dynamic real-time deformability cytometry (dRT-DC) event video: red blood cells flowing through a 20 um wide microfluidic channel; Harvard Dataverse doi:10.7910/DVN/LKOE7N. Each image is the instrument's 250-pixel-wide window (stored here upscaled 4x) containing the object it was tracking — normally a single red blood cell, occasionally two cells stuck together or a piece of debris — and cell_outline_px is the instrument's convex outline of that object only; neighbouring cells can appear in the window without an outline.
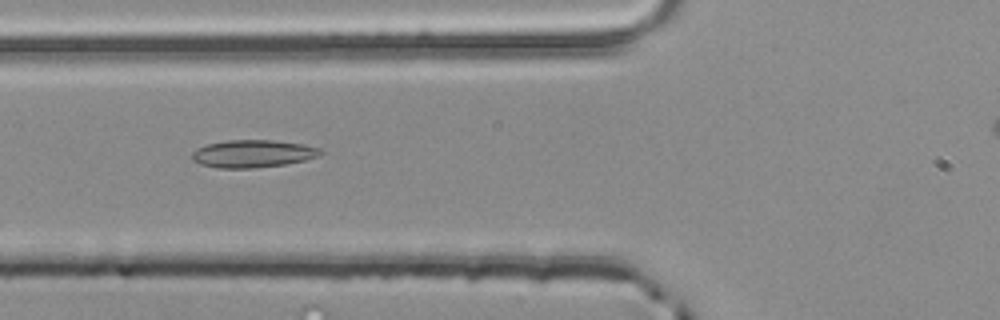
{"species": "common noctule bat (a hibernating species)", "species_latin": "Nyctalus noctula", "temperature_condition": "room temperature", "stored_images_in_passage": 4, "camera_frame_rate_fps": 3000, "um_per_image_px": 0.085, "animal": {"sex": "male", "body_mass_g": 20.4}, "frame": {"image": 1, "passage_image": 4, "time_ms": 1.0, "image_size_px": [1000, 320], "cell_outline_px": [[324, 152], [320, 156], [304, 160], [284, 164], [252, 168], [216, 168], [200, 164], [192, 160], [192, 152], [196, 148], [204, 144], [228, 140], [272, 140], [304, 144], [320, 148]], "centroid_in_image_um": [21.47, 13.06], "position_along_channel_um": 104.3, "area_um2": 20.81}}